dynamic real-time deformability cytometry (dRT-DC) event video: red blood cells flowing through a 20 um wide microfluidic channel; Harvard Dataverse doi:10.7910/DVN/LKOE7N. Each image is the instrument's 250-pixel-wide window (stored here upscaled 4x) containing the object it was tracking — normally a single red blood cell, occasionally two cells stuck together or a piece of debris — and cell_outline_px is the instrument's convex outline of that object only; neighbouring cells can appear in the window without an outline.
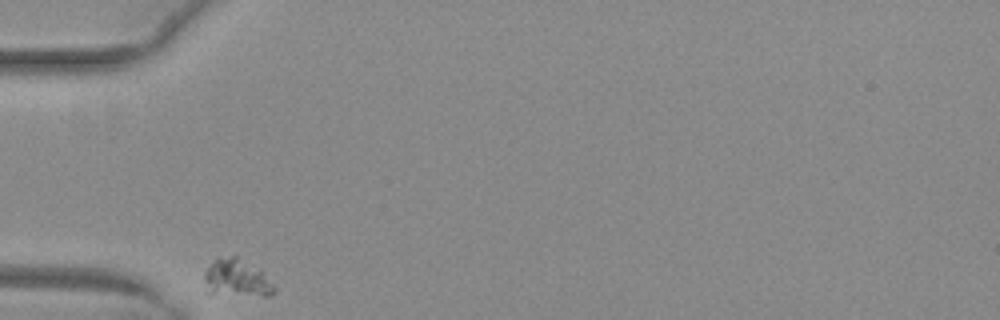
{"species": "common noctule bat (a hibernating species)", "species_latin": "Nyctalus noctula", "temperature_condition": "warm", "stored_images_in_passage": 31, "camera_frame_rate_fps": 3000, "um_per_image_px": 0.085, "animal": {"sex": "female", "body_mass_g": 29.2, "forearm_length_mm": 56.3}, "frame": {"image": 1, "passage_image": 1, "time_ms": 0.0, "image_size_px": [1000, 320], "cell_outline_px": [[276, 292], [272, 296], [264, 296], [208, 292], [204, 276], [204, 272], [212, 260], [216, 256], [236, 256], [260, 272], [276, 288]], "centroid_in_image_um": [20.08, 23.63], "position_along_channel_um": 64.9, "area_um2": 14.8}}
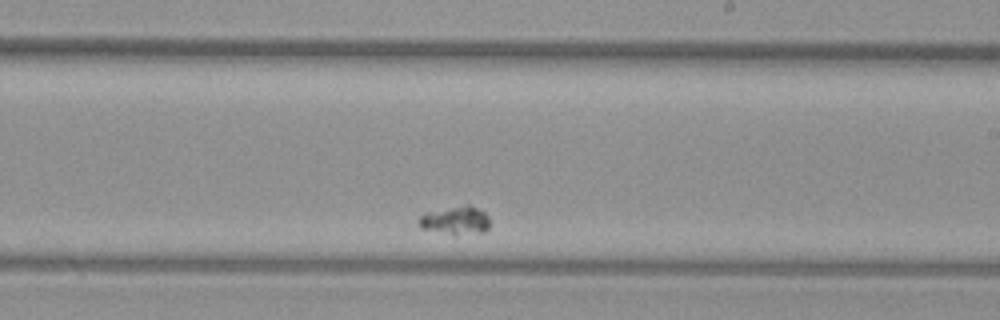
{"frame": {"image": 2, "passage_image": 19, "time_ms": 6.0, "image_size_px": [1000, 320], "cell_outline_px": [[488, 228], [484, 232], [456, 236], [420, 228], [416, 220], [424, 212], [468, 204], [484, 212], [488, 216]], "centroid_in_image_um": [38.67, 18.75], "position_along_channel_um": 250.3, "area_um2": 11.96}}
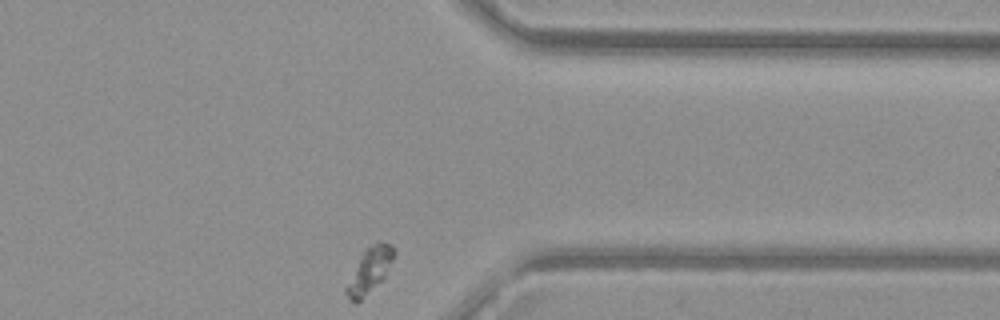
{"frame": {"image": 3, "passage_image": 31, "time_ms": 10.0, "image_size_px": [1000, 320], "cell_outline_px": [[396, 252], [384, 280], [356, 304], [344, 292], [344, 288], [364, 248], [376, 240], [380, 240], [388, 244]], "centroid_in_image_um": [31.41, 22.97], "position_along_channel_um": 380.0, "area_um2": 12.83}}